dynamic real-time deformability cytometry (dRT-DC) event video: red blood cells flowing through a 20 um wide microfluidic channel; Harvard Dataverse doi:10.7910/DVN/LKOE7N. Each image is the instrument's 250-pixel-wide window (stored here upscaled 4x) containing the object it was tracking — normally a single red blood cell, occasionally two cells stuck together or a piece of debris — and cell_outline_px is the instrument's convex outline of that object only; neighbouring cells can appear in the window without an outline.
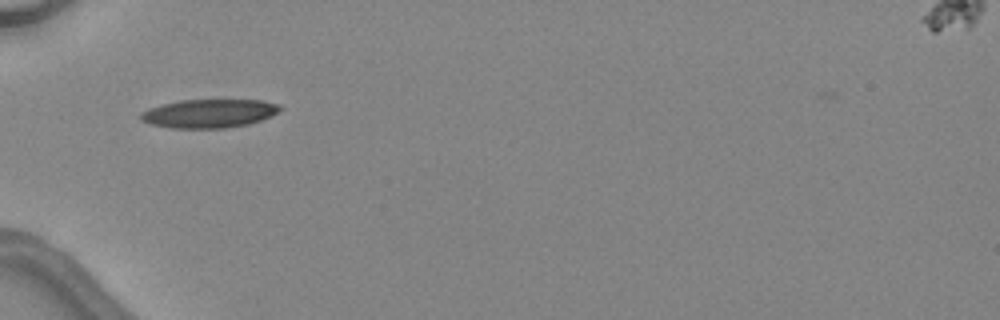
{"species": "common noctule bat (a hibernating species)", "species_latin": "Nyctalus noctula", "temperature_condition": "warm", "stored_images_in_passage": 6, "camera_frame_rate_fps": 3000, "um_per_image_px": 0.085, "animal": {"sex": "female", "body_mass_g": 24.6, "forearm_length_mm": 56.2}, "frame": {"image": 1, "passage_image": 5, "time_ms": 5.667, "image_size_px": [1000, 320], "cell_outline_px": [[284, 108], [280, 112], [272, 116], [248, 124], [224, 128], [172, 128], [148, 124], [140, 120], [140, 112], [148, 108], [160, 104], [180, 100], [264, 100], [280, 104]], "centroid_in_image_um": [17.78, 9.64], "position_along_channel_um": 67.2, "area_um2": 23.58}}